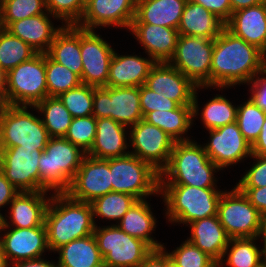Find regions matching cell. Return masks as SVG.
Wrapping results in <instances>:
<instances>
[{"label": "cell", "instance_id": "836d02e7", "mask_svg": "<svg viewBox=\"0 0 266 267\" xmlns=\"http://www.w3.org/2000/svg\"><path fill=\"white\" fill-rule=\"evenodd\" d=\"M258 239V237L231 238L218 267L223 266V264H226L227 267H260L263 265L266 262V255L263 249L260 250L257 247L255 241ZM226 255L225 261L223 258Z\"/></svg>", "mask_w": 266, "mask_h": 267}, {"label": "cell", "instance_id": "8992f818", "mask_svg": "<svg viewBox=\"0 0 266 267\" xmlns=\"http://www.w3.org/2000/svg\"><path fill=\"white\" fill-rule=\"evenodd\" d=\"M26 105H12L1 116L0 148L44 151L50 136L39 116L28 112Z\"/></svg>", "mask_w": 266, "mask_h": 267}, {"label": "cell", "instance_id": "003e7915", "mask_svg": "<svg viewBox=\"0 0 266 267\" xmlns=\"http://www.w3.org/2000/svg\"><path fill=\"white\" fill-rule=\"evenodd\" d=\"M3 215L0 213V228L2 227Z\"/></svg>", "mask_w": 266, "mask_h": 267}, {"label": "cell", "instance_id": "f1b7e54d", "mask_svg": "<svg viewBox=\"0 0 266 267\" xmlns=\"http://www.w3.org/2000/svg\"><path fill=\"white\" fill-rule=\"evenodd\" d=\"M188 0H137L131 23H147L178 29Z\"/></svg>", "mask_w": 266, "mask_h": 267}, {"label": "cell", "instance_id": "db71d44e", "mask_svg": "<svg viewBox=\"0 0 266 267\" xmlns=\"http://www.w3.org/2000/svg\"><path fill=\"white\" fill-rule=\"evenodd\" d=\"M57 267V264L53 261H47L43 258L34 260H21L8 264V267Z\"/></svg>", "mask_w": 266, "mask_h": 267}, {"label": "cell", "instance_id": "4fadbf2b", "mask_svg": "<svg viewBox=\"0 0 266 267\" xmlns=\"http://www.w3.org/2000/svg\"><path fill=\"white\" fill-rule=\"evenodd\" d=\"M130 154L149 163L159 173L168 165L175 141L144 119L130 127Z\"/></svg>", "mask_w": 266, "mask_h": 267}, {"label": "cell", "instance_id": "7dc6e473", "mask_svg": "<svg viewBox=\"0 0 266 267\" xmlns=\"http://www.w3.org/2000/svg\"><path fill=\"white\" fill-rule=\"evenodd\" d=\"M256 162L252 167L241 177L236 184L237 188H258L266 186V156L251 155Z\"/></svg>", "mask_w": 266, "mask_h": 267}, {"label": "cell", "instance_id": "f5cc1de1", "mask_svg": "<svg viewBox=\"0 0 266 267\" xmlns=\"http://www.w3.org/2000/svg\"><path fill=\"white\" fill-rule=\"evenodd\" d=\"M138 267H165L164 248L153 249Z\"/></svg>", "mask_w": 266, "mask_h": 267}, {"label": "cell", "instance_id": "f35d334b", "mask_svg": "<svg viewBox=\"0 0 266 267\" xmlns=\"http://www.w3.org/2000/svg\"><path fill=\"white\" fill-rule=\"evenodd\" d=\"M46 84L48 96L58 97L60 94L78 87L81 79L46 53Z\"/></svg>", "mask_w": 266, "mask_h": 267}, {"label": "cell", "instance_id": "e0dca14e", "mask_svg": "<svg viewBox=\"0 0 266 267\" xmlns=\"http://www.w3.org/2000/svg\"><path fill=\"white\" fill-rule=\"evenodd\" d=\"M208 131L210 141L203 148L220 169L251 157V144L244 138L236 122Z\"/></svg>", "mask_w": 266, "mask_h": 267}, {"label": "cell", "instance_id": "11a10c76", "mask_svg": "<svg viewBox=\"0 0 266 267\" xmlns=\"http://www.w3.org/2000/svg\"><path fill=\"white\" fill-rule=\"evenodd\" d=\"M252 154L266 156V118L256 141L251 145Z\"/></svg>", "mask_w": 266, "mask_h": 267}, {"label": "cell", "instance_id": "ba28073f", "mask_svg": "<svg viewBox=\"0 0 266 267\" xmlns=\"http://www.w3.org/2000/svg\"><path fill=\"white\" fill-rule=\"evenodd\" d=\"M6 91L12 105L35 106L48 97L46 53L20 63L6 73Z\"/></svg>", "mask_w": 266, "mask_h": 267}, {"label": "cell", "instance_id": "30bf717a", "mask_svg": "<svg viewBox=\"0 0 266 267\" xmlns=\"http://www.w3.org/2000/svg\"><path fill=\"white\" fill-rule=\"evenodd\" d=\"M96 119L111 118L124 126L143 119L140 107V87H94L93 111Z\"/></svg>", "mask_w": 266, "mask_h": 267}, {"label": "cell", "instance_id": "89a4df30", "mask_svg": "<svg viewBox=\"0 0 266 267\" xmlns=\"http://www.w3.org/2000/svg\"><path fill=\"white\" fill-rule=\"evenodd\" d=\"M260 267H266V262L263 265H261Z\"/></svg>", "mask_w": 266, "mask_h": 267}, {"label": "cell", "instance_id": "e575fe53", "mask_svg": "<svg viewBox=\"0 0 266 267\" xmlns=\"http://www.w3.org/2000/svg\"><path fill=\"white\" fill-rule=\"evenodd\" d=\"M31 107L43 113L41 119L50 137L65 136L73 117L58 97L48 96Z\"/></svg>", "mask_w": 266, "mask_h": 267}, {"label": "cell", "instance_id": "4dcf8cb0", "mask_svg": "<svg viewBox=\"0 0 266 267\" xmlns=\"http://www.w3.org/2000/svg\"><path fill=\"white\" fill-rule=\"evenodd\" d=\"M47 54L56 62L62 64L80 79L83 63L80 51V28L76 25H63L55 35Z\"/></svg>", "mask_w": 266, "mask_h": 267}, {"label": "cell", "instance_id": "816d5d0a", "mask_svg": "<svg viewBox=\"0 0 266 267\" xmlns=\"http://www.w3.org/2000/svg\"><path fill=\"white\" fill-rule=\"evenodd\" d=\"M18 193L19 190L0 171V208L9 205Z\"/></svg>", "mask_w": 266, "mask_h": 267}, {"label": "cell", "instance_id": "6f0895ef", "mask_svg": "<svg viewBox=\"0 0 266 267\" xmlns=\"http://www.w3.org/2000/svg\"><path fill=\"white\" fill-rule=\"evenodd\" d=\"M12 106L6 88H0V117Z\"/></svg>", "mask_w": 266, "mask_h": 267}, {"label": "cell", "instance_id": "3957f363", "mask_svg": "<svg viewBox=\"0 0 266 267\" xmlns=\"http://www.w3.org/2000/svg\"><path fill=\"white\" fill-rule=\"evenodd\" d=\"M216 170L221 169L211 161L203 145L193 140L175 142L169 163L160 172V184L216 188Z\"/></svg>", "mask_w": 266, "mask_h": 267}, {"label": "cell", "instance_id": "277c9868", "mask_svg": "<svg viewBox=\"0 0 266 267\" xmlns=\"http://www.w3.org/2000/svg\"><path fill=\"white\" fill-rule=\"evenodd\" d=\"M223 191L182 184H160L168 222L187 224L216 216Z\"/></svg>", "mask_w": 266, "mask_h": 267}, {"label": "cell", "instance_id": "d6a6232c", "mask_svg": "<svg viewBox=\"0 0 266 267\" xmlns=\"http://www.w3.org/2000/svg\"><path fill=\"white\" fill-rule=\"evenodd\" d=\"M57 267H94L103 262L94 234L58 248Z\"/></svg>", "mask_w": 266, "mask_h": 267}, {"label": "cell", "instance_id": "be15d7a7", "mask_svg": "<svg viewBox=\"0 0 266 267\" xmlns=\"http://www.w3.org/2000/svg\"><path fill=\"white\" fill-rule=\"evenodd\" d=\"M0 267H8V262L6 260L5 254L0 247Z\"/></svg>", "mask_w": 266, "mask_h": 267}, {"label": "cell", "instance_id": "6125c7cd", "mask_svg": "<svg viewBox=\"0 0 266 267\" xmlns=\"http://www.w3.org/2000/svg\"><path fill=\"white\" fill-rule=\"evenodd\" d=\"M0 88H6V73L0 68Z\"/></svg>", "mask_w": 266, "mask_h": 267}, {"label": "cell", "instance_id": "ab89813d", "mask_svg": "<svg viewBox=\"0 0 266 267\" xmlns=\"http://www.w3.org/2000/svg\"><path fill=\"white\" fill-rule=\"evenodd\" d=\"M236 123L244 138L252 145L258 138L266 118V112L249 98L238 106Z\"/></svg>", "mask_w": 266, "mask_h": 267}, {"label": "cell", "instance_id": "680465c9", "mask_svg": "<svg viewBox=\"0 0 266 267\" xmlns=\"http://www.w3.org/2000/svg\"><path fill=\"white\" fill-rule=\"evenodd\" d=\"M260 237L263 239V244H264L263 247L264 248H262V249L264 250V253L266 255V214H263L261 216V224H260V230H259L258 238H260Z\"/></svg>", "mask_w": 266, "mask_h": 267}, {"label": "cell", "instance_id": "ac0fdd59", "mask_svg": "<svg viewBox=\"0 0 266 267\" xmlns=\"http://www.w3.org/2000/svg\"><path fill=\"white\" fill-rule=\"evenodd\" d=\"M1 231H7L4 235L0 234V247L8 264L42 258L46 249L50 251L45 224L34 228L9 229L8 226H2L0 233H3Z\"/></svg>", "mask_w": 266, "mask_h": 267}, {"label": "cell", "instance_id": "bcb514c9", "mask_svg": "<svg viewBox=\"0 0 266 267\" xmlns=\"http://www.w3.org/2000/svg\"><path fill=\"white\" fill-rule=\"evenodd\" d=\"M180 105L160 94L151 91L145 85L140 87V107L143 117L153 111H171L178 108Z\"/></svg>", "mask_w": 266, "mask_h": 267}, {"label": "cell", "instance_id": "e7e4bbea", "mask_svg": "<svg viewBox=\"0 0 266 267\" xmlns=\"http://www.w3.org/2000/svg\"><path fill=\"white\" fill-rule=\"evenodd\" d=\"M263 74H265L266 76V52L264 53V56H263Z\"/></svg>", "mask_w": 266, "mask_h": 267}, {"label": "cell", "instance_id": "f6af8a7d", "mask_svg": "<svg viewBox=\"0 0 266 267\" xmlns=\"http://www.w3.org/2000/svg\"><path fill=\"white\" fill-rule=\"evenodd\" d=\"M46 9L62 25H77L85 11V5L80 0H46Z\"/></svg>", "mask_w": 266, "mask_h": 267}, {"label": "cell", "instance_id": "484cf974", "mask_svg": "<svg viewBox=\"0 0 266 267\" xmlns=\"http://www.w3.org/2000/svg\"><path fill=\"white\" fill-rule=\"evenodd\" d=\"M51 16L48 13L25 18L11 22L5 29L27 43L38 53H47L55 35L63 27H54L50 20Z\"/></svg>", "mask_w": 266, "mask_h": 267}, {"label": "cell", "instance_id": "4316f807", "mask_svg": "<svg viewBox=\"0 0 266 267\" xmlns=\"http://www.w3.org/2000/svg\"><path fill=\"white\" fill-rule=\"evenodd\" d=\"M197 87L193 95V105H180L171 111L155 110L147 113L143 119L166 132L175 142L189 141V137H183L193 125L195 116L198 115ZM183 135V136H182Z\"/></svg>", "mask_w": 266, "mask_h": 267}, {"label": "cell", "instance_id": "52a82bcc", "mask_svg": "<svg viewBox=\"0 0 266 267\" xmlns=\"http://www.w3.org/2000/svg\"><path fill=\"white\" fill-rule=\"evenodd\" d=\"M109 169L113 192L127 193L138 200L159 194L160 173L135 155L110 158Z\"/></svg>", "mask_w": 266, "mask_h": 267}, {"label": "cell", "instance_id": "7402d4cb", "mask_svg": "<svg viewBox=\"0 0 266 267\" xmlns=\"http://www.w3.org/2000/svg\"><path fill=\"white\" fill-rule=\"evenodd\" d=\"M129 31L156 63L169 62L173 57L179 38L177 29L147 23H131Z\"/></svg>", "mask_w": 266, "mask_h": 267}, {"label": "cell", "instance_id": "8d00e7d4", "mask_svg": "<svg viewBox=\"0 0 266 267\" xmlns=\"http://www.w3.org/2000/svg\"><path fill=\"white\" fill-rule=\"evenodd\" d=\"M137 201L138 199L130 194L113 191L98 197L91 202L94 222L96 216L119 222Z\"/></svg>", "mask_w": 266, "mask_h": 267}, {"label": "cell", "instance_id": "b9f144b4", "mask_svg": "<svg viewBox=\"0 0 266 267\" xmlns=\"http://www.w3.org/2000/svg\"><path fill=\"white\" fill-rule=\"evenodd\" d=\"M47 13L46 0H3L5 28L11 22Z\"/></svg>", "mask_w": 266, "mask_h": 267}, {"label": "cell", "instance_id": "2e32d148", "mask_svg": "<svg viewBox=\"0 0 266 267\" xmlns=\"http://www.w3.org/2000/svg\"><path fill=\"white\" fill-rule=\"evenodd\" d=\"M109 159L86 155L66 193L75 200L86 203L112 192Z\"/></svg>", "mask_w": 266, "mask_h": 267}, {"label": "cell", "instance_id": "6da1fadb", "mask_svg": "<svg viewBox=\"0 0 266 267\" xmlns=\"http://www.w3.org/2000/svg\"><path fill=\"white\" fill-rule=\"evenodd\" d=\"M264 52L236 37L226 28L214 39L210 87L246 84L263 72Z\"/></svg>", "mask_w": 266, "mask_h": 267}, {"label": "cell", "instance_id": "d6986e66", "mask_svg": "<svg viewBox=\"0 0 266 267\" xmlns=\"http://www.w3.org/2000/svg\"><path fill=\"white\" fill-rule=\"evenodd\" d=\"M137 0H90L77 27L84 30L117 26L130 28Z\"/></svg>", "mask_w": 266, "mask_h": 267}, {"label": "cell", "instance_id": "83f0119b", "mask_svg": "<svg viewBox=\"0 0 266 267\" xmlns=\"http://www.w3.org/2000/svg\"><path fill=\"white\" fill-rule=\"evenodd\" d=\"M188 225L191 235L187 240L219 263L231 238L217 215L196 220Z\"/></svg>", "mask_w": 266, "mask_h": 267}, {"label": "cell", "instance_id": "7a4b0ae2", "mask_svg": "<svg viewBox=\"0 0 266 267\" xmlns=\"http://www.w3.org/2000/svg\"><path fill=\"white\" fill-rule=\"evenodd\" d=\"M45 215L48 246L51 251L73 240L93 234L94 222L91 203L72 199L66 192L50 194Z\"/></svg>", "mask_w": 266, "mask_h": 267}, {"label": "cell", "instance_id": "a7ac6f4b", "mask_svg": "<svg viewBox=\"0 0 266 267\" xmlns=\"http://www.w3.org/2000/svg\"><path fill=\"white\" fill-rule=\"evenodd\" d=\"M84 5H86L90 0H80Z\"/></svg>", "mask_w": 266, "mask_h": 267}, {"label": "cell", "instance_id": "60d3db41", "mask_svg": "<svg viewBox=\"0 0 266 267\" xmlns=\"http://www.w3.org/2000/svg\"><path fill=\"white\" fill-rule=\"evenodd\" d=\"M73 118L92 115L93 86L80 84L58 96Z\"/></svg>", "mask_w": 266, "mask_h": 267}, {"label": "cell", "instance_id": "9c48e42d", "mask_svg": "<svg viewBox=\"0 0 266 267\" xmlns=\"http://www.w3.org/2000/svg\"><path fill=\"white\" fill-rule=\"evenodd\" d=\"M93 234L103 261L109 267H138L153 250L143 240L122 231L117 224L96 225Z\"/></svg>", "mask_w": 266, "mask_h": 267}, {"label": "cell", "instance_id": "94428289", "mask_svg": "<svg viewBox=\"0 0 266 267\" xmlns=\"http://www.w3.org/2000/svg\"><path fill=\"white\" fill-rule=\"evenodd\" d=\"M4 28L3 0H0V30Z\"/></svg>", "mask_w": 266, "mask_h": 267}, {"label": "cell", "instance_id": "ee69618b", "mask_svg": "<svg viewBox=\"0 0 266 267\" xmlns=\"http://www.w3.org/2000/svg\"><path fill=\"white\" fill-rule=\"evenodd\" d=\"M168 254L178 267H218L213 258L188 240Z\"/></svg>", "mask_w": 266, "mask_h": 267}, {"label": "cell", "instance_id": "2644e50d", "mask_svg": "<svg viewBox=\"0 0 266 267\" xmlns=\"http://www.w3.org/2000/svg\"><path fill=\"white\" fill-rule=\"evenodd\" d=\"M263 4L265 5V7H266V0H263Z\"/></svg>", "mask_w": 266, "mask_h": 267}, {"label": "cell", "instance_id": "7c38bea8", "mask_svg": "<svg viewBox=\"0 0 266 267\" xmlns=\"http://www.w3.org/2000/svg\"><path fill=\"white\" fill-rule=\"evenodd\" d=\"M261 216L236 186L222 192L217 217L230 238L258 237Z\"/></svg>", "mask_w": 266, "mask_h": 267}, {"label": "cell", "instance_id": "74e56055", "mask_svg": "<svg viewBox=\"0 0 266 267\" xmlns=\"http://www.w3.org/2000/svg\"><path fill=\"white\" fill-rule=\"evenodd\" d=\"M238 107L223 95L214 96L204 105L201 120L207 130L217 129L227 124L236 122Z\"/></svg>", "mask_w": 266, "mask_h": 267}, {"label": "cell", "instance_id": "5bb4252c", "mask_svg": "<svg viewBox=\"0 0 266 267\" xmlns=\"http://www.w3.org/2000/svg\"><path fill=\"white\" fill-rule=\"evenodd\" d=\"M41 150L0 148V171L19 191L40 192Z\"/></svg>", "mask_w": 266, "mask_h": 267}, {"label": "cell", "instance_id": "cb8c5ba5", "mask_svg": "<svg viewBox=\"0 0 266 267\" xmlns=\"http://www.w3.org/2000/svg\"><path fill=\"white\" fill-rule=\"evenodd\" d=\"M155 64L156 62L151 57L118 55L114 51L107 87H141L145 85L146 78Z\"/></svg>", "mask_w": 266, "mask_h": 267}, {"label": "cell", "instance_id": "681fc988", "mask_svg": "<svg viewBox=\"0 0 266 267\" xmlns=\"http://www.w3.org/2000/svg\"><path fill=\"white\" fill-rule=\"evenodd\" d=\"M261 75V78H260ZM251 86V97L250 99L254 104L266 112V77L265 74L261 73L256 75L248 85Z\"/></svg>", "mask_w": 266, "mask_h": 267}, {"label": "cell", "instance_id": "d590c367", "mask_svg": "<svg viewBox=\"0 0 266 267\" xmlns=\"http://www.w3.org/2000/svg\"><path fill=\"white\" fill-rule=\"evenodd\" d=\"M37 54L31 46L5 28L0 30V68L5 73Z\"/></svg>", "mask_w": 266, "mask_h": 267}, {"label": "cell", "instance_id": "7bdbcfd3", "mask_svg": "<svg viewBox=\"0 0 266 267\" xmlns=\"http://www.w3.org/2000/svg\"><path fill=\"white\" fill-rule=\"evenodd\" d=\"M96 135V118L93 115L72 118L64 138L87 153L94 142Z\"/></svg>", "mask_w": 266, "mask_h": 267}, {"label": "cell", "instance_id": "9a60e30c", "mask_svg": "<svg viewBox=\"0 0 266 267\" xmlns=\"http://www.w3.org/2000/svg\"><path fill=\"white\" fill-rule=\"evenodd\" d=\"M94 31L80 28V51L83 63L81 83L104 87L107 86L114 50Z\"/></svg>", "mask_w": 266, "mask_h": 267}, {"label": "cell", "instance_id": "c3c4849f", "mask_svg": "<svg viewBox=\"0 0 266 267\" xmlns=\"http://www.w3.org/2000/svg\"><path fill=\"white\" fill-rule=\"evenodd\" d=\"M200 4L226 23L231 17L230 0H189Z\"/></svg>", "mask_w": 266, "mask_h": 267}, {"label": "cell", "instance_id": "9f6ffc18", "mask_svg": "<svg viewBox=\"0 0 266 267\" xmlns=\"http://www.w3.org/2000/svg\"><path fill=\"white\" fill-rule=\"evenodd\" d=\"M263 0H230L231 14L240 9L248 8L257 4H262Z\"/></svg>", "mask_w": 266, "mask_h": 267}, {"label": "cell", "instance_id": "f546056e", "mask_svg": "<svg viewBox=\"0 0 266 267\" xmlns=\"http://www.w3.org/2000/svg\"><path fill=\"white\" fill-rule=\"evenodd\" d=\"M225 28V23L215 14L192 1H187L178 27L179 35L214 40Z\"/></svg>", "mask_w": 266, "mask_h": 267}, {"label": "cell", "instance_id": "8fae6325", "mask_svg": "<svg viewBox=\"0 0 266 267\" xmlns=\"http://www.w3.org/2000/svg\"><path fill=\"white\" fill-rule=\"evenodd\" d=\"M214 40L179 35L169 64L188 77L197 87H210Z\"/></svg>", "mask_w": 266, "mask_h": 267}, {"label": "cell", "instance_id": "1f68e13d", "mask_svg": "<svg viewBox=\"0 0 266 267\" xmlns=\"http://www.w3.org/2000/svg\"><path fill=\"white\" fill-rule=\"evenodd\" d=\"M150 206L146 199L138 200L117 223L118 227L130 236L143 240L152 249H160L164 245L151 236L157 221Z\"/></svg>", "mask_w": 266, "mask_h": 267}, {"label": "cell", "instance_id": "f907efd6", "mask_svg": "<svg viewBox=\"0 0 266 267\" xmlns=\"http://www.w3.org/2000/svg\"><path fill=\"white\" fill-rule=\"evenodd\" d=\"M249 202L261 213L266 214V186L258 188H238Z\"/></svg>", "mask_w": 266, "mask_h": 267}, {"label": "cell", "instance_id": "03108f58", "mask_svg": "<svg viewBox=\"0 0 266 267\" xmlns=\"http://www.w3.org/2000/svg\"><path fill=\"white\" fill-rule=\"evenodd\" d=\"M94 267H109L104 261Z\"/></svg>", "mask_w": 266, "mask_h": 267}, {"label": "cell", "instance_id": "44dd1931", "mask_svg": "<svg viewBox=\"0 0 266 267\" xmlns=\"http://www.w3.org/2000/svg\"><path fill=\"white\" fill-rule=\"evenodd\" d=\"M46 193L48 192L19 191L10 202L9 220L11 222L3 216L2 226L34 228L44 225L46 211L51 200V197L45 196L48 195Z\"/></svg>", "mask_w": 266, "mask_h": 267}, {"label": "cell", "instance_id": "5b68a950", "mask_svg": "<svg viewBox=\"0 0 266 267\" xmlns=\"http://www.w3.org/2000/svg\"><path fill=\"white\" fill-rule=\"evenodd\" d=\"M86 153L64 137H50L39 163L40 192H66Z\"/></svg>", "mask_w": 266, "mask_h": 267}, {"label": "cell", "instance_id": "d4e9b609", "mask_svg": "<svg viewBox=\"0 0 266 267\" xmlns=\"http://www.w3.org/2000/svg\"><path fill=\"white\" fill-rule=\"evenodd\" d=\"M127 127L111 118L96 119V135L91 149L86 153L100 159L123 157L130 153L126 150ZM126 134V135H125Z\"/></svg>", "mask_w": 266, "mask_h": 267}, {"label": "cell", "instance_id": "ffe728a7", "mask_svg": "<svg viewBox=\"0 0 266 267\" xmlns=\"http://www.w3.org/2000/svg\"><path fill=\"white\" fill-rule=\"evenodd\" d=\"M145 86L179 105H193L197 86L168 62L156 63L146 78Z\"/></svg>", "mask_w": 266, "mask_h": 267}, {"label": "cell", "instance_id": "603a6c76", "mask_svg": "<svg viewBox=\"0 0 266 267\" xmlns=\"http://www.w3.org/2000/svg\"><path fill=\"white\" fill-rule=\"evenodd\" d=\"M225 28L266 52V7L263 3L233 12Z\"/></svg>", "mask_w": 266, "mask_h": 267}, {"label": "cell", "instance_id": "91938a15", "mask_svg": "<svg viewBox=\"0 0 266 267\" xmlns=\"http://www.w3.org/2000/svg\"><path fill=\"white\" fill-rule=\"evenodd\" d=\"M165 249V267H178L175 262L170 258L168 252L166 251V247H163Z\"/></svg>", "mask_w": 266, "mask_h": 267}]
</instances>
